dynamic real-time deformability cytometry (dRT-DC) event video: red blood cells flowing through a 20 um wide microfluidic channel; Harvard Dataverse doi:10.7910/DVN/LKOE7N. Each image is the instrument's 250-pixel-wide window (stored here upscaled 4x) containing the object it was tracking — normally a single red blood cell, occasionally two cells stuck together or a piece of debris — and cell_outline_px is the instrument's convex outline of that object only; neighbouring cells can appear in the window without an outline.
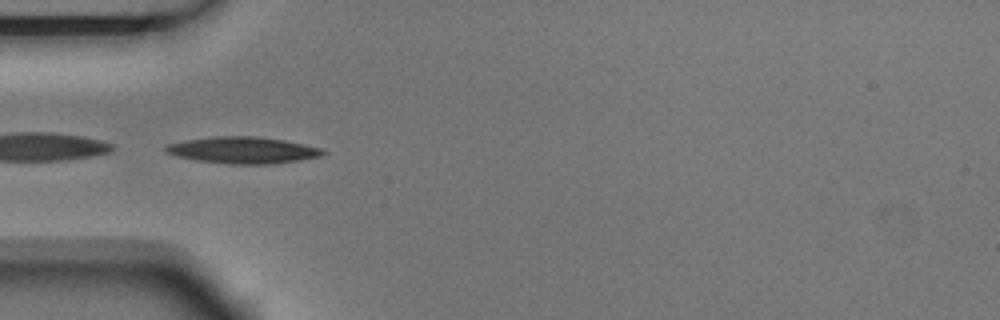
{"species": "Egyptian fruit bat (a non-hibernating species)", "species_latin": "Rousettus aegyptiacus", "temperature_condition": "room temperature", "stored_images_in_passage": 6, "camera_frame_rate_fps": 3000, "um_per_image_px": 0.085, "animal": {"sex": "male"}, "frame": {"image": 1, "passage_image": 3, "time_ms": 0.667, "image_size_px": [1000, 320], "cell_outline_px": [[328, 152], [324, 156], [272, 164], [228, 164], [196, 160], [176, 156], [164, 152], [164, 144], [188, 140], [216, 136], [256, 136], [284, 140], [304, 144], [320, 148]], "centroid_in_image_um": [20.64, 12.76], "position_along_channel_um": 64.4, "area_um2": 24.51}}
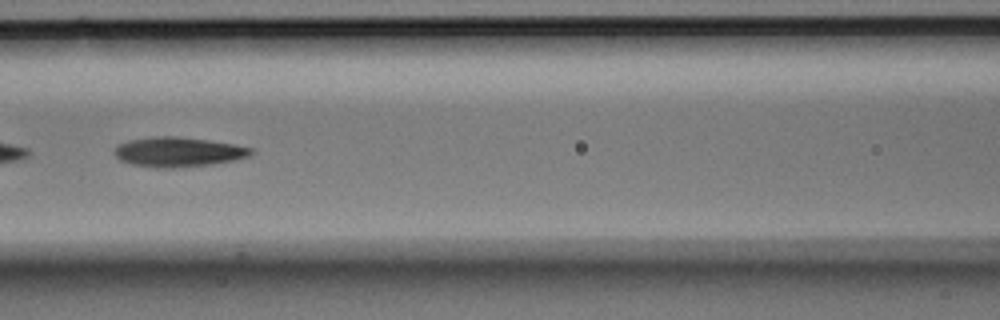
{"frame": {"image": 2, "passage_image": 5, "time_ms": 1.333, "image_size_px": [1000, 320], "cell_outline_px": [[256, 152], [248, 156], [232, 160], [212, 164], [172, 168], [156, 168], [132, 164], [120, 160], [116, 156], [116, 148], [120, 144], [128, 140], [152, 136], [176, 136], [232, 144], [252, 148]], "centroid_in_image_um": [15.14, 12.92], "position_along_channel_um": 151.5, "area_um2": 23.35}}
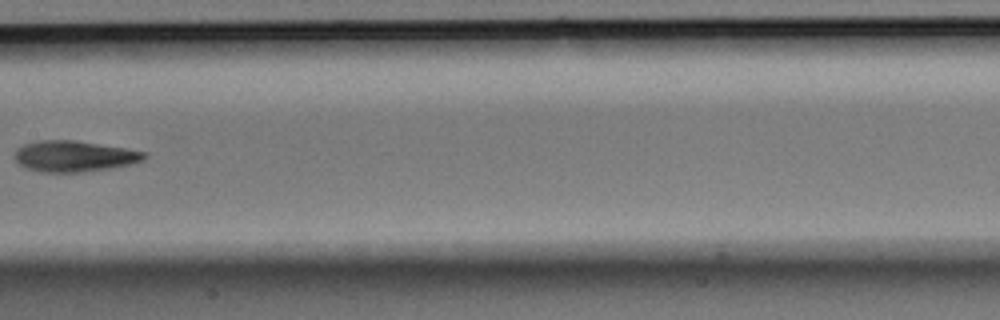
{"frame": {"image": 3, "passage_image": 6, "time_ms": 1.667, "image_size_px": [1000, 320], "cell_outline_px": [[148, 156], [144, 160], [128, 164], [108, 168], [76, 172], [40, 172], [28, 168], [20, 164], [16, 160], [16, 148], [24, 144], [36, 140], [72, 140], [124, 148], [148, 152]], "centroid_in_image_um": [6.3, 13.27], "position_along_channel_um": 201.1, "area_um2": 23.06}}